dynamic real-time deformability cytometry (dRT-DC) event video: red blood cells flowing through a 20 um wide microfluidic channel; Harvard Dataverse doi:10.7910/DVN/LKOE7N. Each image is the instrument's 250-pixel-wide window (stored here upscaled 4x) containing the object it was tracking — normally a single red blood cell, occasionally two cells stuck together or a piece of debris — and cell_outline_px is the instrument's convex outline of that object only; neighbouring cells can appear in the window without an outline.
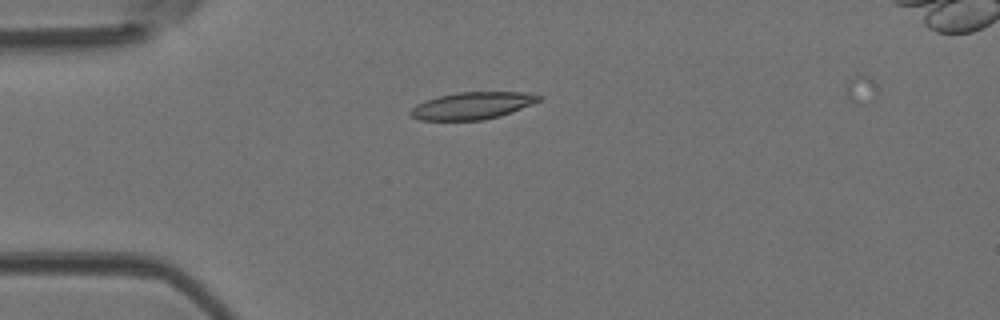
{"species": "Egyptian fruit bat (a non-hibernating species)", "species_latin": "Rousettus aegyptiacus", "temperature_condition": "room temperature", "stored_images_in_passage": 2, "camera_frame_rate_fps": 3000, "um_per_image_px": 0.085, "animal": {"sex": "female"}, "frame": {"image": 1, "passage_image": 1, "time_ms": 0.0, "image_size_px": [1000, 320], "cell_outline_px": [[544, 96], [540, 100], [532, 104], [500, 116], [484, 120], [420, 120], [412, 116], [408, 112], [416, 104], [440, 96], [460, 92], [524, 92]], "centroid_in_image_um": [40.16, 8.98], "position_along_channel_um": 44.8, "area_um2": 20.11}}